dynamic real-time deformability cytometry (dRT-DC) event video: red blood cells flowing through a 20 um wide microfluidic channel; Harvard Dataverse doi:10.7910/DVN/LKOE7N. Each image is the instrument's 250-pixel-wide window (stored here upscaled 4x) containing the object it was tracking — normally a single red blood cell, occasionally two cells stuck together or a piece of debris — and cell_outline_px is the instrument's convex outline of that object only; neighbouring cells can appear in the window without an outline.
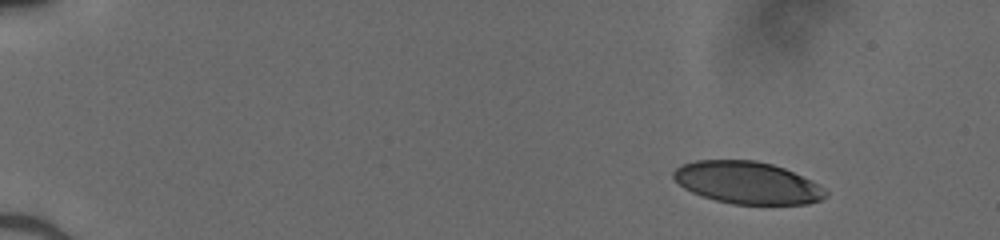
{"species": "human", "species_latin": "Homo sapiens", "temperature_condition": "cold", "stored_images_in_passage": 46, "camera_frame_rate_fps": 3000, "um_per_image_px": 0.085, "donor": {"sex": "male"}, "frame": {"image": 1, "passage_image": 1, "time_ms": 0.0, "image_size_px": [1000, 240], "cell_outline_px": [[828, 196], [820, 200], [808, 204], [732, 204], [716, 200], [692, 192], [684, 188], [672, 176], [672, 172], [680, 164], [696, 160], [756, 160], [772, 164], [784, 168], [812, 180], [820, 184], [828, 192]], "centroid_in_image_um": [63.55, 15.52], "position_along_channel_um": 21.5, "area_um2": 37.57}}
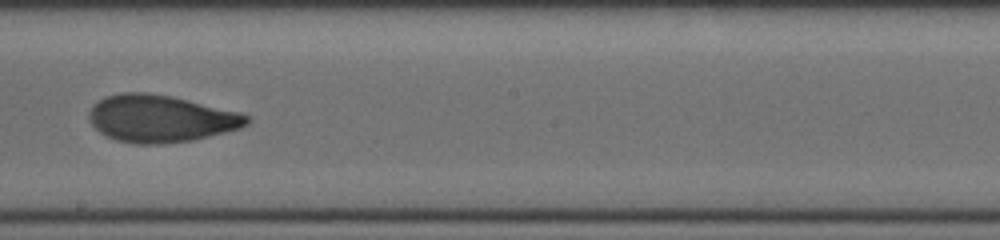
{"frame": {"image": 2, "passage_image": 26, "time_ms": 8.333, "image_size_px": [1000, 240], "cell_outline_px": [[252, 120], [248, 124], [240, 128], [192, 140], [160, 144], [136, 144], [116, 140], [100, 132], [88, 120], [88, 112], [92, 104], [104, 96], [124, 92], [144, 92], [172, 96], [240, 112], [252, 116]], "centroid_in_image_um": [13.65, 10.07], "position_along_channel_um": 234.6, "area_um2": 43.58}}
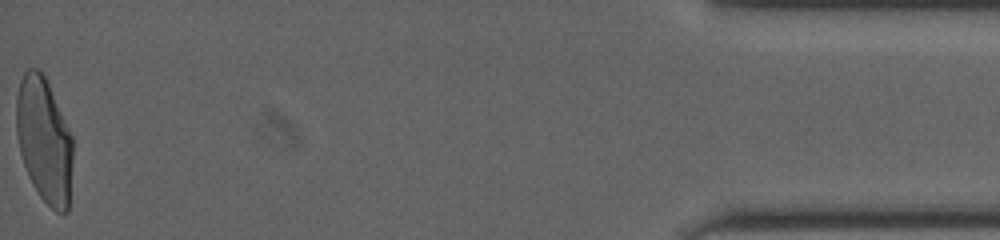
{"frame": {"image": 3, "passage_image": 46, "time_ms": 15.0, "image_size_px": [1000, 240], "cell_outline_px": [[72, 160], [68, 212], [56, 212], [40, 196], [32, 184], [28, 176], [20, 152], [16, 132], [16, 96], [20, 80], [24, 72], [28, 68], [36, 68], [44, 76], [48, 84], [72, 136]], "centroid_in_image_um": [3.74, 11.92], "position_along_channel_um": 431.5, "area_um2": 40.86}}